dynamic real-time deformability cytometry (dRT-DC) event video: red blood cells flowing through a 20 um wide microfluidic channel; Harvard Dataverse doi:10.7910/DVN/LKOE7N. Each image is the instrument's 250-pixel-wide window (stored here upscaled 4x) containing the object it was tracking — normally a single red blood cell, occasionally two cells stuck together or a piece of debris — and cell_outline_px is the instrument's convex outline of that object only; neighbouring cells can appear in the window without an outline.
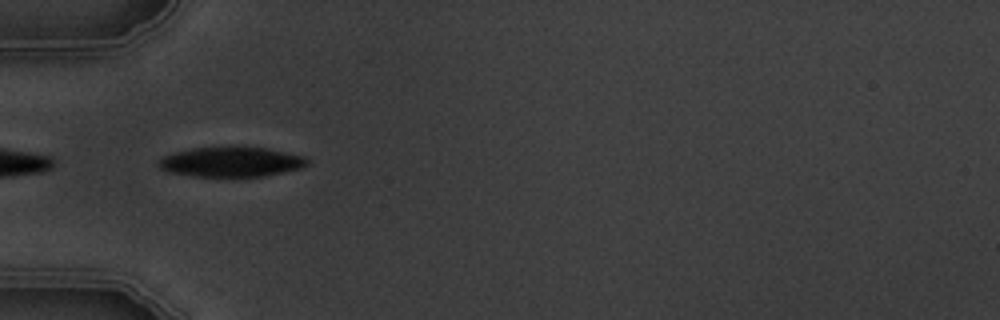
{"species": "common noctule bat (a hibernating species)", "species_latin": "Nyctalus noctula", "temperature_condition": "warm", "stored_images_in_passage": 6, "camera_frame_rate_fps": 3000, "um_per_image_px": 0.085, "animal": {"sex": "male", "body_mass_g": 19.5, "forearm_length_mm": 54.6}, "frame": {"image": 1, "passage_image": 5, "time_ms": 5.333, "image_size_px": [1000, 320], "cell_outline_px": [[308, 164], [300, 168], [284, 172], [260, 176], [192, 176], [168, 172], [160, 168], [160, 160], [164, 156], [176, 152], [192, 148], [232, 144], [236, 144], [268, 148], [304, 156], [308, 160]], "centroid_in_image_um": [19.67, 13.71], "position_along_channel_um": 65.3, "area_um2": 26.41}}